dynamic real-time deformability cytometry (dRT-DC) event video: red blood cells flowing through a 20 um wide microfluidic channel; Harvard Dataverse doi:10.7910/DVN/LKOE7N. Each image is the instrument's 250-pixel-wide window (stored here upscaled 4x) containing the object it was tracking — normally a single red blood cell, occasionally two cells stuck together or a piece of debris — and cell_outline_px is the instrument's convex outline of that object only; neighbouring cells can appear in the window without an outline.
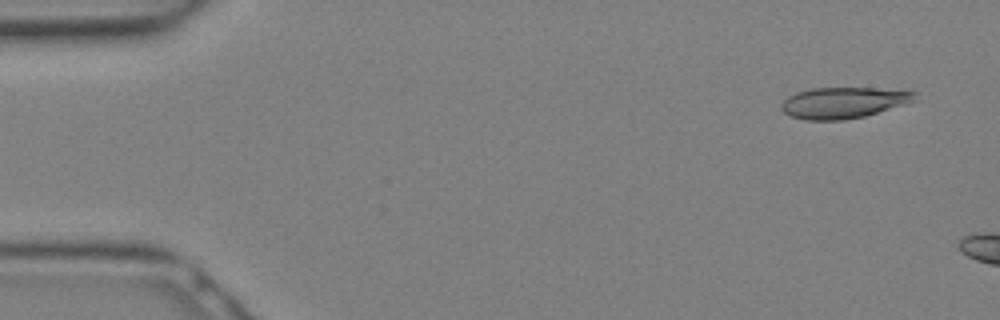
{"species": "Egyptian fruit bat (a non-hibernating species)", "species_latin": "Rousettus aegyptiacus", "temperature_condition": "warm", "stored_images_in_passage": 5, "camera_frame_rate_fps": 3000, "um_per_image_px": 0.085, "animal": {"sex": "female"}, "frame": {"image": 1, "passage_image": 2, "time_ms": 0.333, "image_size_px": [1000, 320], "cell_outline_px": [[916, 92], [912, 100], [904, 104], [864, 116], [844, 120], [804, 120], [792, 116], [784, 112], [780, 108], [780, 104], [788, 96], [796, 92], [812, 88], [872, 88]], "centroid_in_image_um": [71.59, 8.73], "position_along_channel_um": 13.4, "area_um2": 23.81}}